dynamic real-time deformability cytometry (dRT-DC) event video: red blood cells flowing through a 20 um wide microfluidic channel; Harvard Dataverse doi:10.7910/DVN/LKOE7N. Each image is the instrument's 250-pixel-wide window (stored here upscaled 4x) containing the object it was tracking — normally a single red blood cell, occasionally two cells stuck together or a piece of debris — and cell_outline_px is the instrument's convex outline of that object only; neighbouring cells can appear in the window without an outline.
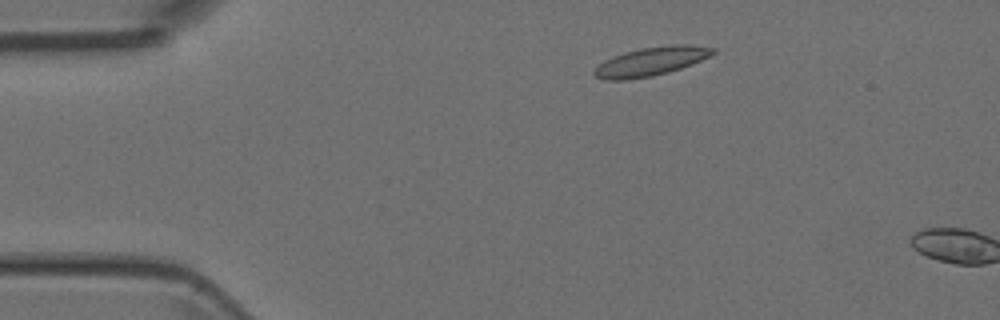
{"species": "Egyptian fruit bat (a non-hibernating species)", "species_latin": "Rousettus aegyptiacus", "temperature_condition": "room temperature", "stored_images_in_passage": 2, "camera_frame_rate_fps": 3000, "um_per_image_px": 0.085, "animal": {"sex": "female"}, "frame": {"image": 1, "passage_image": 1, "time_ms": 0.0, "image_size_px": [1000, 320], "cell_outline_px": [[716, 52], [692, 64], [668, 72], [652, 76], [624, 80], [604, 80], [596, 76], [592, 72], [604, 60], [612, 56], [624, 52], [644, 48], [672, 44], [688, 44], [716, 48]], "centroid_in_image_um": [55.33, 5.22], "position_along_channel_um": 29.7, "area_um2": 19.71}}